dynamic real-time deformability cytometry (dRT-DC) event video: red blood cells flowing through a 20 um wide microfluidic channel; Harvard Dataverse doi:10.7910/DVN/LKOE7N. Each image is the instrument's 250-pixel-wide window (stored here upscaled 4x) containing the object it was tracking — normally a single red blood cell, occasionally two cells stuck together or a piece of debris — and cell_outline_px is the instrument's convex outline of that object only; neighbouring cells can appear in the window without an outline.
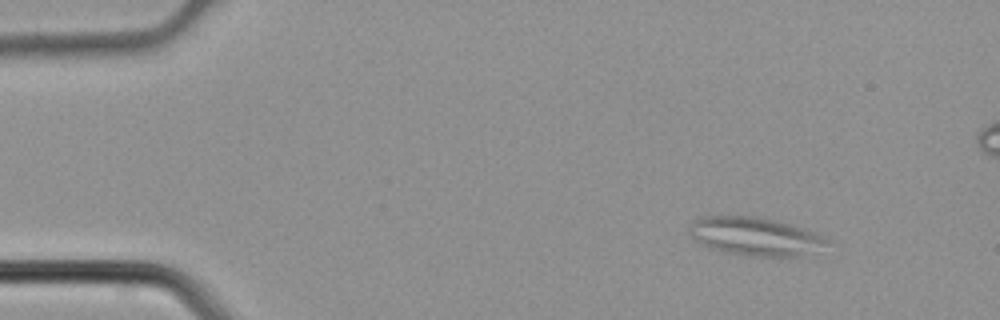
{"species": "common noctule bat (a hibernating species)", "species_latin": "Nyctalus noctula", "temperature_condition": "cold", "stored_images_in_passage": 5, "camera_frame_rate_fps": 3000, "um_per_image_px": 0.085, "animal": {"sex": "male", "body_mass_g": 21.5, "forearm_length_mm": 52.0}, "frame": {"image": 1, "passage_image": 2, "time_ms": 0.333, "image_size_px": [1000, 320], "cell_outline_px": [[832, 240], [804, 256], [752, 256], [728, 252], [712, 248], [696, 240], [692, 236], [688, 224], [700, 216], [764, 216], [792, 224], [824, 236]], "centroid_in_image_um": [64.2, 20.06], "position_along_channel_um": 20.8, "area_um2": 30.63}}